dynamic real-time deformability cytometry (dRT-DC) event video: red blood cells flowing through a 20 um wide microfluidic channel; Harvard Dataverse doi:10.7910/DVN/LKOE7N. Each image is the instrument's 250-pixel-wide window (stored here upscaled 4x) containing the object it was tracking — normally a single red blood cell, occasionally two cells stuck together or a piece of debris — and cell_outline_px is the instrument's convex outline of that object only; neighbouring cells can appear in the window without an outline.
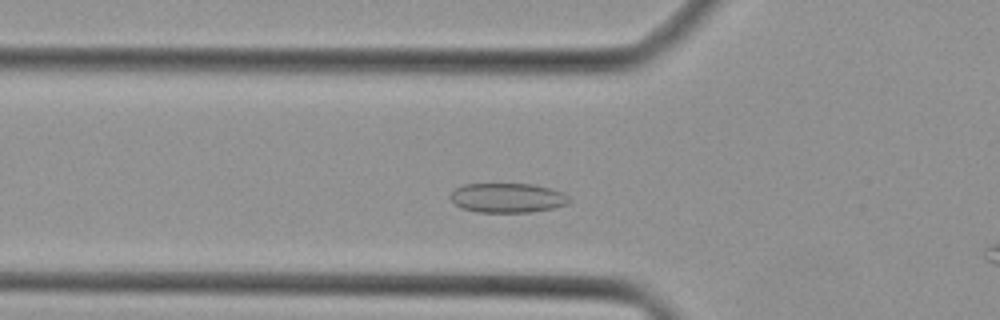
{"species": "Egyptian fruit bat (a non-hibernating species)", "species_latin": "Rousettus aegyptiacus", "temperature_condition": "cold", "stored_images_in_passage": 32, "camera_frame_rate_fps": 3000, "um_per_image_px": 0.085, "animal": {"sex": "female"}, "frame": {"image": 1, "passage_image": 8, "time_ms": 2.333, "image_size_px": [1000, 320], "cell_outline_px": [[572, 200], [568, 204], [552, 208], [532, 212], [476, 212], [464, 208], [456, 204], [448, 196], [456, 188], [464, 184], [532, 184], [552, 188], [564, 192]], "centroid_in_image_um": [43.18, 16.81], "position_along_channel_um": 82.6, "area_um2": 20.52}}
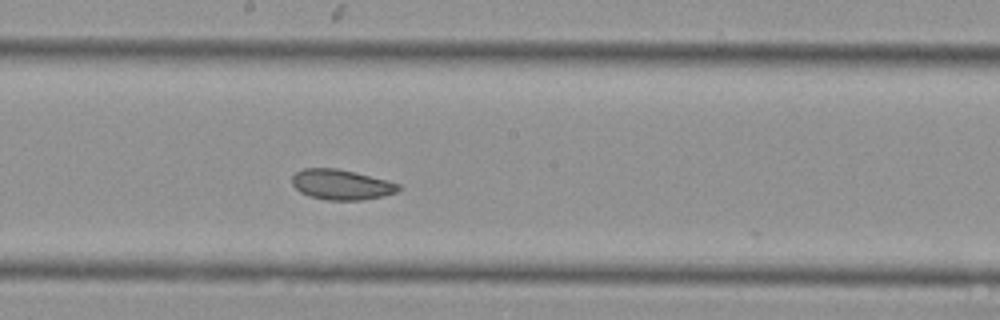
{"frame": {"image": 2, "passage_image": 17, "time_ms": 5.333, "image_size_px": [1000, 320], "cell_outline_px": [[400, 188], [396, 192], [384, 196], [360, 200], [324, 200], [308, 196], [300, 192], [292, 184], [292, 176], [296, 172], [304, 168], [336, 168], [356, 172], [400, 184]], "centroid_in_image_um": [28.99, 15.69], "position_along_channel_um": 219.2, "area_um2": 18.79}}
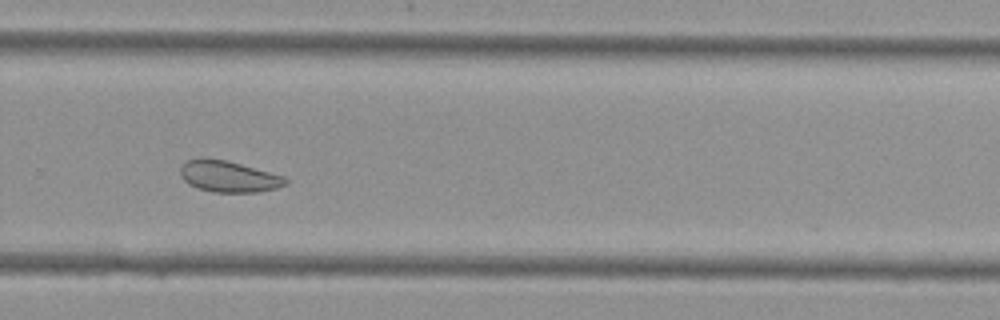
{"frame": {"image": 3, "passage_image": 23, "time_ms": 7.333, "image_size_px": [1000, 320], "cell_outline_px": [[288, 184], [276, 188], [260, 192], [212, 192], [188, 184], [184, 180], [180, 172], [180, 168], [188, 160], [224, 160], [240, 164], [284, 176], [288, 180]], "centroid_in_image_um": [19.49, 15.04], "position_along_channel_um": 310.3, "area_um2": 18.61}}